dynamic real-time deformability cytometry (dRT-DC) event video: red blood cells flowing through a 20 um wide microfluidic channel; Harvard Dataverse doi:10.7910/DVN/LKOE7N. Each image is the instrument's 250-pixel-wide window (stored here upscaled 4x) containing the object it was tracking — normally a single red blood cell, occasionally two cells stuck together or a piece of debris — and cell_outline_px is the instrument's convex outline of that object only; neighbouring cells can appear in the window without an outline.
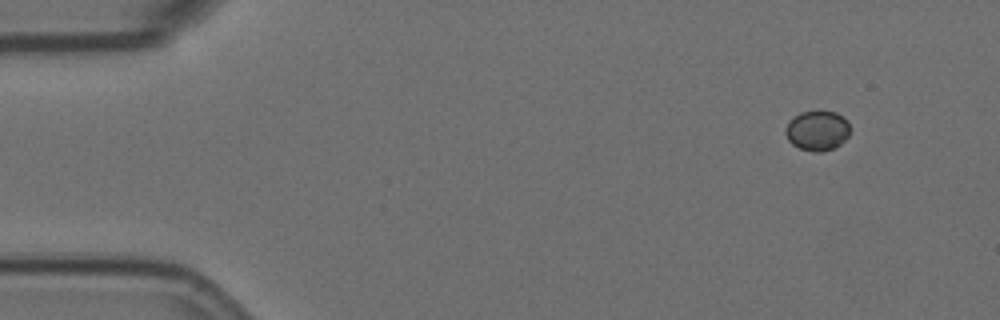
{"species": "Egyptian fruit bat (a non-hibernating species)", "species_latin": "Rousettus aegyptiacus", "temperature_condition": "room temperature", "stored_images_in_passage": 4, "camera_frame_rate_fps": 3000, "um_per_image_px": 0.085, "animal": {"sex": "female"}, "frame": {"image": 1, "passage_image": 1, "time_ms": 0.0, "image_size_px": [1000, 320], "cell_outline_px": [[848, 136], [836, 148], [820, 152], [812, 152], [800, 148], [792, 144], [788, 140], [784, 132], [784, 128], [800, 112], [836, 112], [844, 116], [848, 120]], "centroid_in_image_um": [69.48, 11.12], "position_along_channel_um": 15.5, "area_um2": 14.91}}
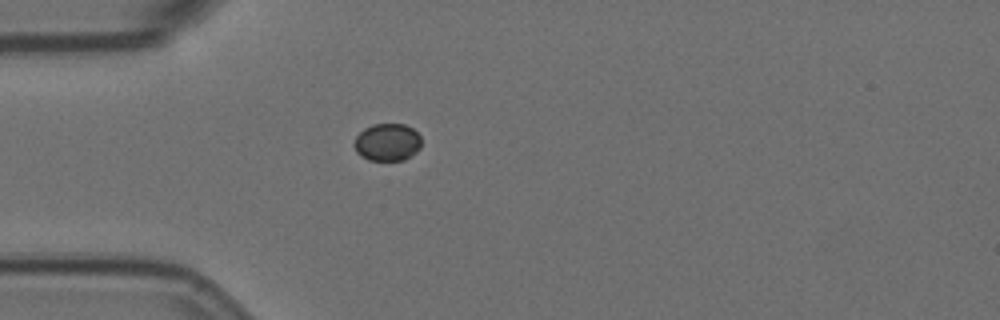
{"frame": {"image": 2, "passage_image": 4, "time_ms": 1.0, "image_size_px": [1000, 320], "cell_outline_px": [[420, 148], [416, 152], [404, 160], [368, 160], [360, 156], [356, 152], [352, 144], [356, 136], [364, 128], [372, 124], [404, 124], [412, 128], [420, 136]], "centroid_in_image_um": [32.88, 12.09], "position_along_channel_um": 52.1, "area_um2": 14.8}}